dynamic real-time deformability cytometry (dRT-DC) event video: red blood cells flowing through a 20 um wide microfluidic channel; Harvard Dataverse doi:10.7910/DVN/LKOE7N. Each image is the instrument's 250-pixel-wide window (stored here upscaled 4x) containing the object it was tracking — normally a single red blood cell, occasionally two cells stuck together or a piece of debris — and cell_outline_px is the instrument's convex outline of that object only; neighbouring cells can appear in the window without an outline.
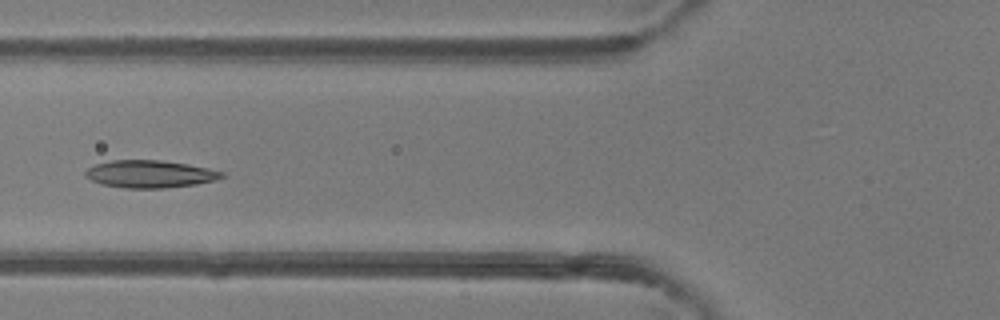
{"species": "common noctule bat (a hibernating species)", "species_latin": "Nyctalus noctula", "temperature_condition": "room temperature", "stored_images_in_passage": 6, "camera_frame_rate_fps": 3000, "um_per_image_px": 0.085, "animal": {"sex": "female"}, "frame": {"image": 1, "passage_image": 6, "time_ms": 1.667, "image_size_px": [1000, 320], "cell_outline_px": [[224, 176], [216, 180], [196, 184], [164, 188], [124, 188], [100, 184], [84, 176], [84, 172], [88, 168], [96, 164], [112, 160], [160, 160], [188, 164], [208, 168], [224, 172]], "centroid_in_image_um": [12.73, 14.79], "position_along_channel_um": 113.1, "area_um2": 21.85}}